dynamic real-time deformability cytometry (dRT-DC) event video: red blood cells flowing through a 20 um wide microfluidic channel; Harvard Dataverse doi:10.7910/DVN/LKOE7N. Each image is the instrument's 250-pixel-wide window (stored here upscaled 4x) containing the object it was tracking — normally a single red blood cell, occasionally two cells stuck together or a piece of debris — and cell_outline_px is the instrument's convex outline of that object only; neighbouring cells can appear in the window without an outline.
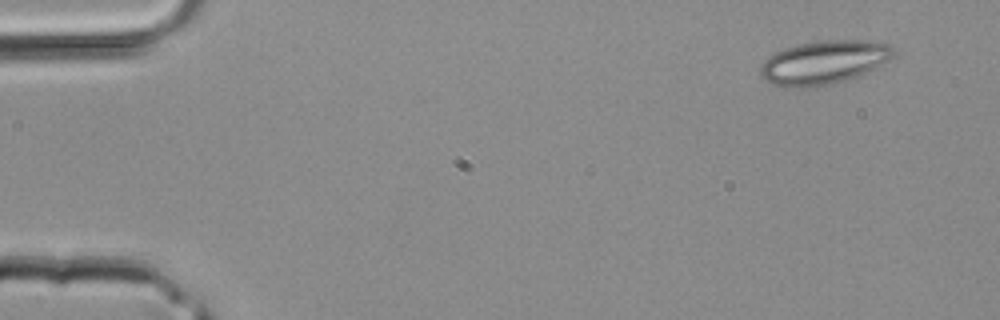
{"species": "common noctule bat (a hibernating species)", "species_latin": "Nyctalus noctula", "temperature_condition": "room temperature", "stored_images_in_passage": 36, "camera_frame_rate_fps": 3000, "um_per_image_px": 0.085, "animal": {"sex": "male", "body_mass_g": 20.4}, "frame": {"image": 1, "passage_image": 1, "time_ms": 0.0, "image_size_px": [1000, 320], "cell_outline_px": [[896, 52], [888, 60], [856, 76], [832, 84], [804, 88], [788, 88], [772, 84], [760, 72], [760, 64], [768, 56], [784, 48], [800, 44], [824, 40], [856, 40], [888, 44], [896, 48]], "centroid_in_image_um": [69.99, 5.3], "position_along_channel_um": 15.0, "area_um2": 33.41}}
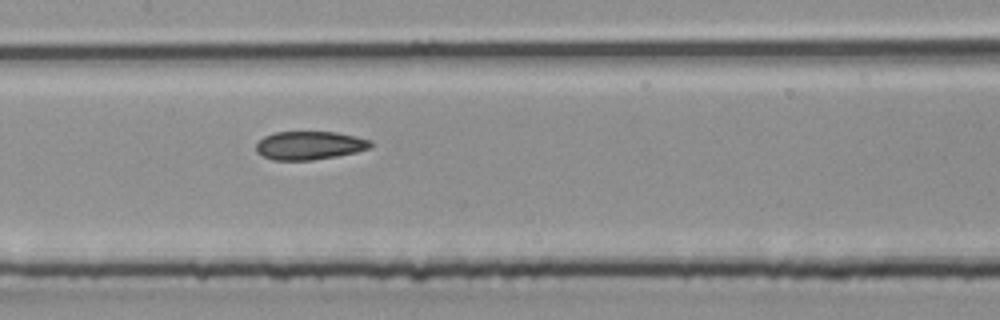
{"frame": {"image": 2, "passage_image": 17, "time_ms": 5.333, "image_size_px": [1000, 320], "cell_outline_px": [[372, 148], [356, 152], [336, 156], [312, 160], [272, 160], [256, 152], [256, 144], [264, 136], [276, 132], [336, 132], [372, 140]], "centroid_in_image_um": [26.32, 12.36], "position_along_channel_um": 181.1, "area_um2": 18.96}}
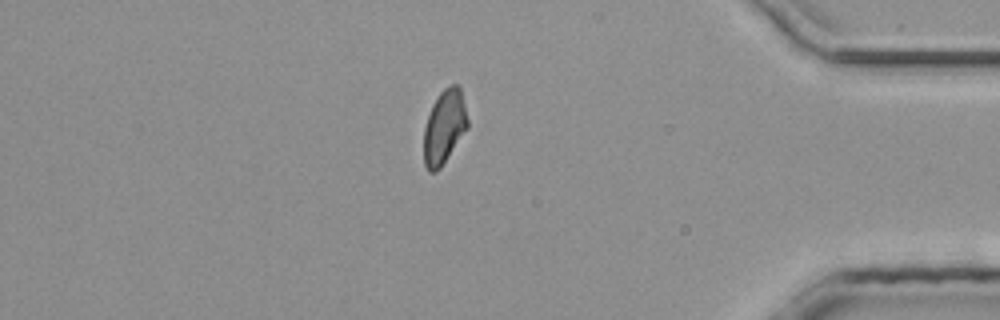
{"frame": {"image": 3, "passage_image": 31, "time_ms": 10.0, "image_size_px": [1000, 320], "cell_outline_px": [[468, 128], [440, 168], [436, 172], [428, 172], [424, 164], [424, 128], [432, 104], [440, 92], [444, 88], [452, 84], [460, 84], [468, 120]], "centroid_in_image_um": [37.77, 10.77], "position_along_channel_um": 397.4, "area_um2": 18.96}}